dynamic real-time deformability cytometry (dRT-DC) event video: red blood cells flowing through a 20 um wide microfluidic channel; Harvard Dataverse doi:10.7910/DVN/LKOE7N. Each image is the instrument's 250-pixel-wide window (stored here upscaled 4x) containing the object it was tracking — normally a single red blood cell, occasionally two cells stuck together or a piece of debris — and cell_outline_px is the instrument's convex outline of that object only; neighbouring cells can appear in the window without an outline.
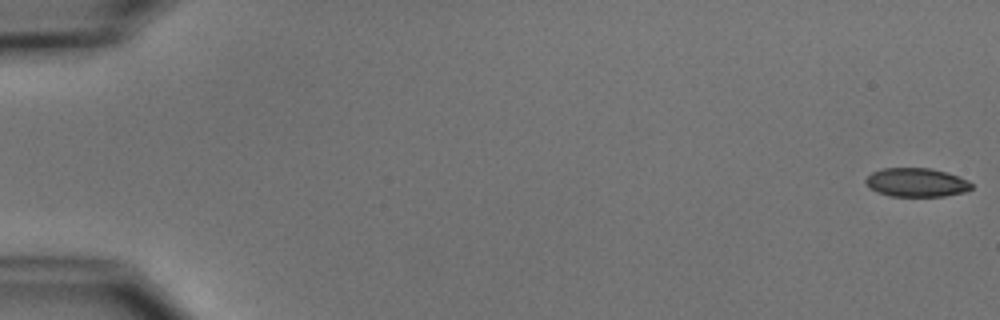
{"species": "common noctule bat (a hibernating species)", "species_latin": "Nyctalus noctula", "temperature_condition": "cold", "stored_images_in_passage": 10, "camera_frame_rate_fps": 3000, "um_per_image_px": 0.085, "animal": {"sex": "male", "body_mass_g": 15.6}, "frame": {"image": 1, "passage_image": 1, "time_ms": 0.0, "image_size_px": [1000, 320], "cell_outline_px": [[972, 188], [964, 192], [944, 196], [888, 196], [876, 192], [868, 188], [864, 180], [872, 172], [884, 168], [932, 168], [968, 180], [972, 184]], "centroid_in_image_um": [77.85, 15.51], "position_along_channel_um": 7.2, "area_um2": 17.74}}